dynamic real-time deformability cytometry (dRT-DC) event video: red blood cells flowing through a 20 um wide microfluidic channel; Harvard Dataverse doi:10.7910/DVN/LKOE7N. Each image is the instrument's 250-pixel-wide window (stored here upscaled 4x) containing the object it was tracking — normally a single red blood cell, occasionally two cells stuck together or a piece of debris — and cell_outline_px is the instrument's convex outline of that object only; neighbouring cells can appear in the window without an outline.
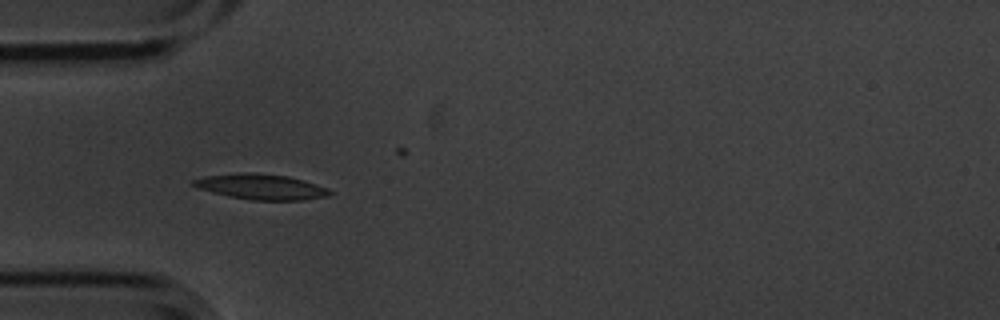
{"species": "common noctule bat (a hibernating species)", "species_latin": "Nyctalus noctula", "temperature_condition": "cold", "stored_images_in_passage": 6, "camera_frame_rate_fps": 3000, "um_per_image_px": 0.085, "animal": {"sex": "male", "body_mass_g": 20.1, "forearm_length_mm": 53.5}, "frame": {"image": 1, "passage_image": 6, "time_ms": 1.667, "image_size_px": [1000, 320], "cell_outline_px": [[332, 192], [328, 196], [304, 200], [252, 200], [228, 196], [196, 188], [192, 184], [192, 180], [204, 176], [244, 172], [252, 172], [288, 176], [304, 180], [328, 188]], "centroid_in_image_um": [22.18, 15.87], "position_along_channel_um": 62.8, "area_um2": 20.29}}